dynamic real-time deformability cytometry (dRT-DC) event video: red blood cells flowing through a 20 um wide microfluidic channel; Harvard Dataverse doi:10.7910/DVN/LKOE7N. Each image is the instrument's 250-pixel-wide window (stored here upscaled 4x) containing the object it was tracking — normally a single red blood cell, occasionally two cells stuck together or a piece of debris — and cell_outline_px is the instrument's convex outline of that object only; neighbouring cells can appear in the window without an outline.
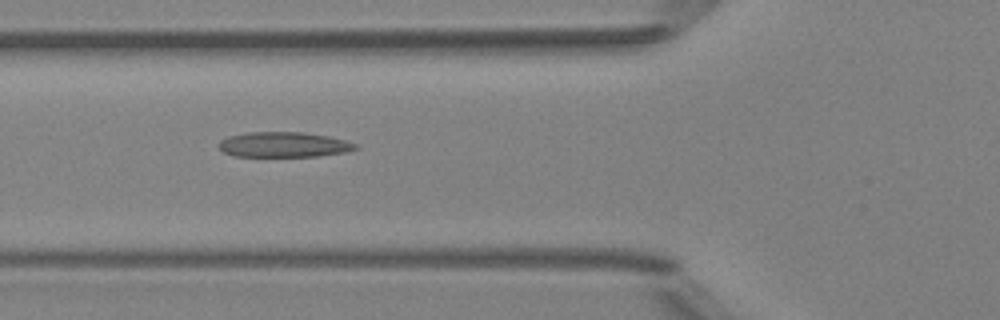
{"species": "Egyptian fruit bat (a non-hibernating species)", "species_latin": "Rousettus aegyptiacus", "temperature_condition": "room temperature", "stored_images_in_passage": 8, "camera_frame_rate_fps": 3000, "um_per_image_px": 0.085, "animal": {"sex": "female"}, "frame": {"image": 1, "passage_image": 6, "time_ms": 5.667, "image_size_px": [1000, 320], "cell_outline_px": [[360, 148], [344, 152], [320, 156], [232, 156], [224, 152], [216, 144], [220, 140], [228, 136], [248, 132], [304, 132], [328, 136], [344, 140], [356, 144]], "centroid_in_image_um": [24.09, 12.29], "position_along_channel_um": 101.7, "area_um2": 20.11}}
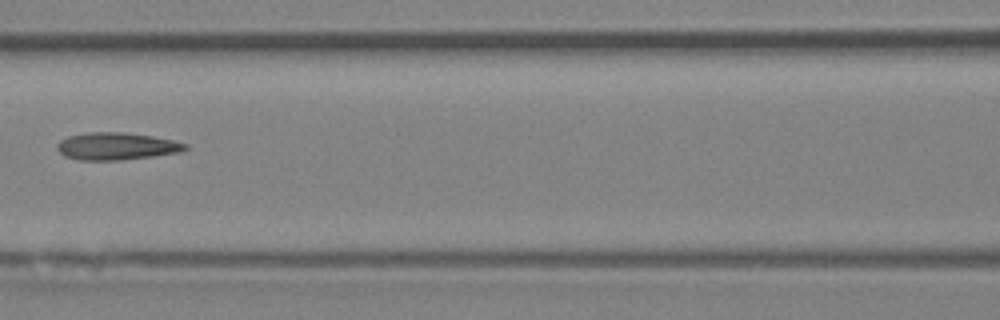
{"frame": {"image": 2, "passage_image": 7, "time_ms": 7.0, "image_size_px": [1000, 320], "cell_outline_px": [[188, 148], [180, 152], [152, 156], [120, 160], [80, 160], [64, 156], [56, 148], [56, 144], [60, 140], [68, 136], [88, 132], [124, 132], [152, 136], [172, 140], [188, 144]], "centroid_in_image_um": [9.88, 12.42], "position_along_channel_um": 156.7, "area_um2": 20.4}}
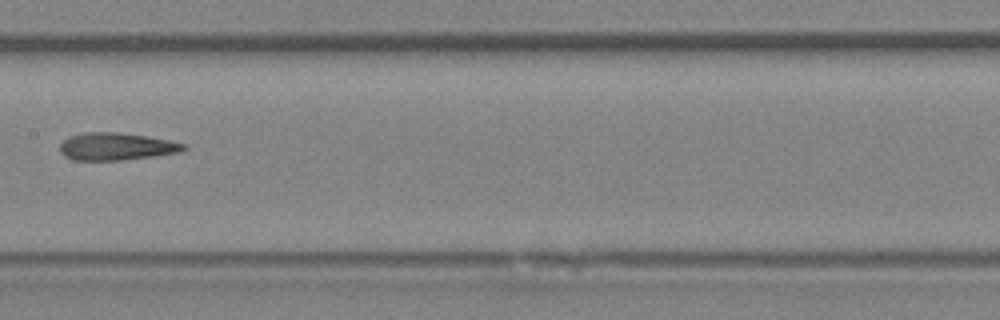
{"frame": {"image": 3, "passage_image": 8, "time_ms": 8.0, "image_size_px": [1000, 320], "cell_outline_px": [[188, 148], [180, 152], [152, 156], [120, 160], [72, 160], [64, 156], [60, 152], [60, 144], [68, 136], [84, 132], [116, 132], [148, 136], [168, 140], [184, 144]], "centroid_in_image_um": [9.85, 12.45], "position_along_channel_um": 197.6, "area_um2": 19.77}}